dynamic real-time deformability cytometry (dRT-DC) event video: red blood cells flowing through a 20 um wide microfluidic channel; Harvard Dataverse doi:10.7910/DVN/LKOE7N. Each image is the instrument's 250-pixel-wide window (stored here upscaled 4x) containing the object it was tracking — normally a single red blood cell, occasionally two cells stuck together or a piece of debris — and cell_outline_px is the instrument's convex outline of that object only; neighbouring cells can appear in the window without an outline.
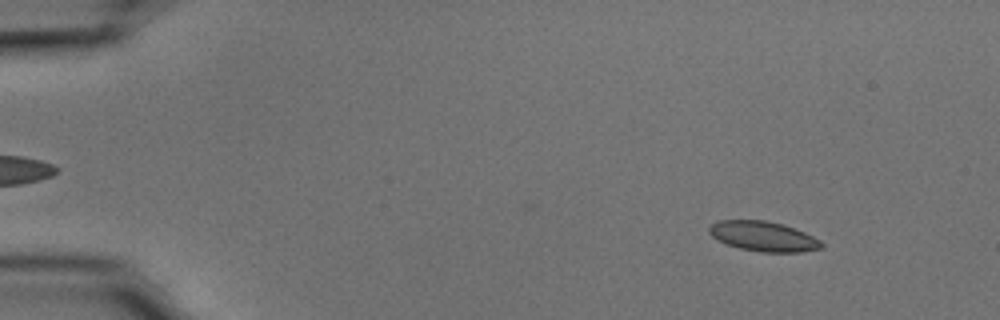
{"species": "common noctule bat (a hibernating species)", "species_latin": "Nyctalus noctula", "temperature_condition": "cold", "stored_images_in_passage": 48, "camera_frame_rate_fps": 3000, "um_per_image_px": 0.085, "animal": {"sex": "male", "body_mass_g": 15.6}, "frame": {"image": 1, "passage_image": 6, "time_ms": 1.667, "image_size_px": [1000, 320], "cell_outline_px": [[824, 248], [800, 252], [760, 252], [740, 248], [728, 244], [712, 236], [708, 232], [708, 228], [712, 224], [720, 220], [764, 220], [784, 224], [804, 232], [820, 240], [824, 244]], "centroid_in_image_um": [64.92, 20.09], "position_along_channel_um": 20.1, "area_um2": 19.54}}
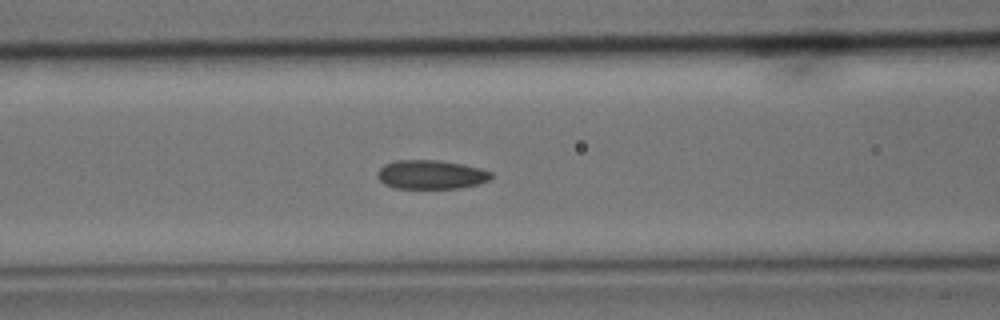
{"frame": {"image": 2, "passage_image": 23, "time_ms": 7.333, "image_size_px": [1000, 320], "cell_outline_px": [[492, 180], [460, 188], [396, 188], [384, 184], [376, 176], [376, 172], [384, 164], [396, 160], [440, 160], [480, 168], [492, 172]], "centroid_in_image_um": [36.62, 14.84], "position_along_channel_um": 130.0, "area_um2": 19.25}}
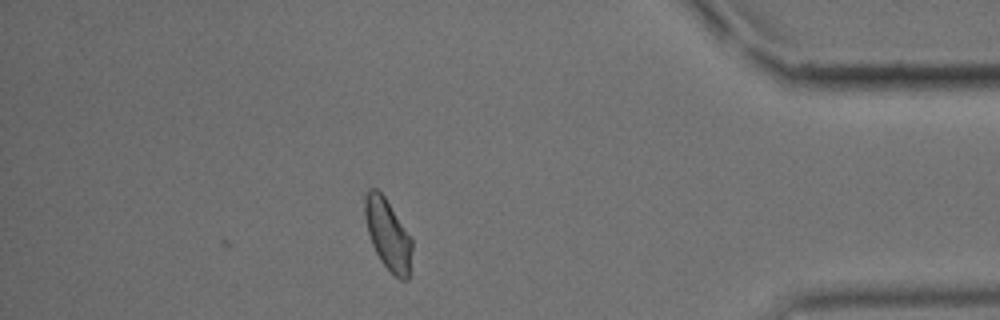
{"frame": {"image": 3, "passage_image": 48, "time_ms": 15.667, "image_size_px": [1000, 320], "cell_outline_px": [[412, 272], [408, 280], [400, 280], [380, 260], [372, 244], [368, 232], [364, 212], [364, 196], [368, 188], [376, 188], [384, 196], [412, 240]], "centroid_in_image_um": [32.98, 19.96], "position_along_channel_um": 402.2, "area_um2": 19.42}, "authors_computed_cell_mechanics": {"area_um2": 19.4497, "velocity_mm_per_s": 3.6784, "shape_relaxation_time_tau1_ms": 4.193, "shape_relaxation_time_tau2_ms": 1.8723, "deformation_change_tau1": 0.0763, "deformation_change_tau2": 0.0593}}